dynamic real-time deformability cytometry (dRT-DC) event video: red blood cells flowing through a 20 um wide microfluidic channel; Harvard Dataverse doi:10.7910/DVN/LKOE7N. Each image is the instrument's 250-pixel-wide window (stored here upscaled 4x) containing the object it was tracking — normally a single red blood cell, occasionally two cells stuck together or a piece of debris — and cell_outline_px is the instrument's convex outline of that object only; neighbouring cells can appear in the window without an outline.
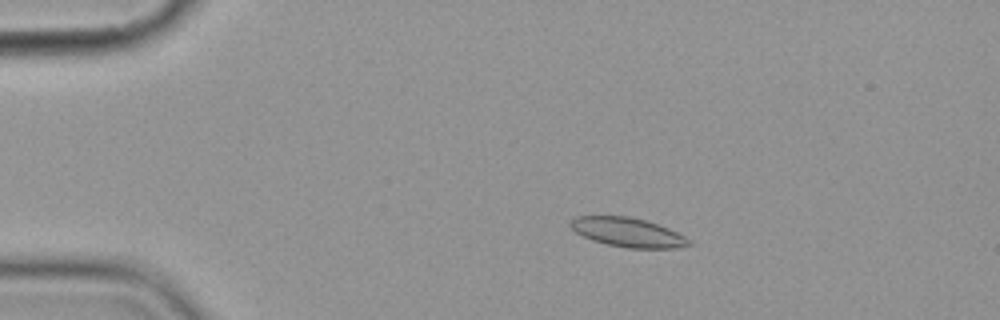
{"species": "common noctule bat (a hibernating species)", "species_latin": "Nyctalus noctula", "temperature_condition": "cold", "stored_images_in_passage": 9, "camera_frame_rate_fps": 3000, "um_per_image_px": 0.085, "animal": {"sex": "female", "body_mass_g": 19.9}, "frame": {"image": 1, "passage_image": 1, "time_ms": 0.0, "image_size_px": [1000, 320], "cell_outline_px": [[692, 244], [676, 248], [628, 248], [608, 244], [592, 240], [576, 232], [568, 224], [576, 216], [628, 216], [644, 220], [668, 228], [684, 236]], "centroid_in_image_um": [53.34, 19.74], "position_along_channel_um": 31.7, "area_um2": 19.83}}
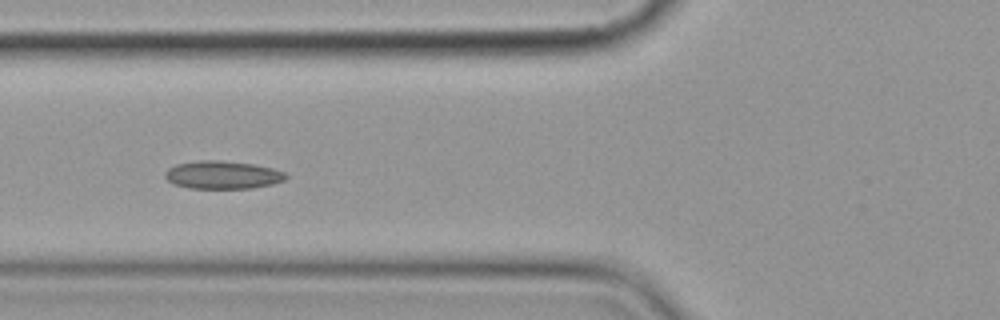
{"frame": {"image": 2, "passage_image": 4, "time_ms": 3.667, "image_size_px": [1000, 320], "cell_outline_px": [[288, 176], [284, 180], [272, 184], [252, 188], [188, 188], [172, 184], [164, 176], [164, 172], [168, 168], [176, 164], [200, 160], [220, 160], [252, 164], [272, 168], [284, 172]], "centroid_in_image_um": [18.88, 14.86], "position_along_channel_um": 106.9, "area_um2": 19.71}}
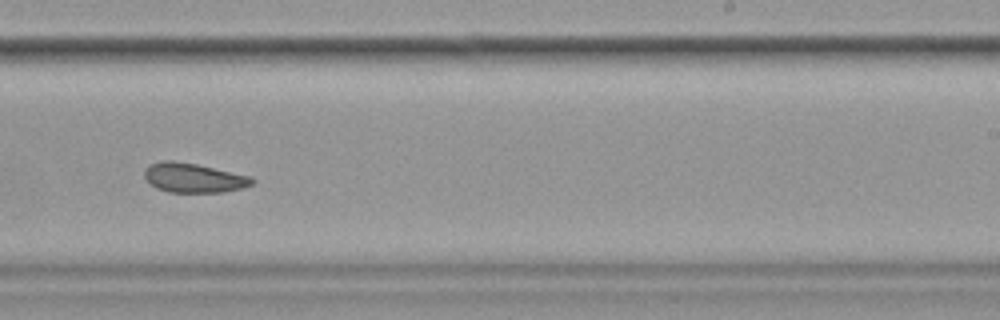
{"frame": {"image": 3, "passage_image": 8, "time_ms": 8.333, "image_size_px": [1000, 320], "cell_outline_px": [[256, 180], [252, 184], [244, 188], [224, 192], [168, 192], [156, 188], [144, 176], [144, 172], [148, 164], [164, 160], [172, 160], [196, 164], [252, 176]], "centroid_in_image_um": [16.49, 15.11], "position_along_channel_um": 272.5, "area_um2": 18.55}}